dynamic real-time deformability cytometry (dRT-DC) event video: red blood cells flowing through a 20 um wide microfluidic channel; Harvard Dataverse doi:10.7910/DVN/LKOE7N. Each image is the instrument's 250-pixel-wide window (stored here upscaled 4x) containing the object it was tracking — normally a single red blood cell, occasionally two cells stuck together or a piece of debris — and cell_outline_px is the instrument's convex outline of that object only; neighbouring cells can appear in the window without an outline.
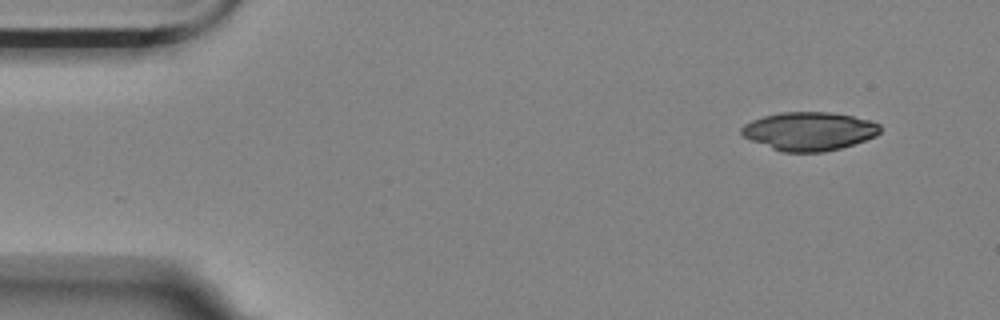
{"species": "Egyptian fruit bat (a non-hibernating species)", "species_latin": "Rousettus aegyptiacus", "temperature_condition": "room temperature", "stored_images_in_passage": 4, "segment_of_instrument_passage": [1, 2], "camera_frame_rate_fps": 3000, "um_per_image_px": 0.085, "animal": {"sex": "female"}, "frame": {"image": 1, "passage_image": 1, "time_ms": 0.0, "image_size_px": [1000, 320], "cell_outline_px": [[880, 132], [876, 136], [840, 148], [824, 152], [780, 152], [752, 140], [744, 136], [740, 132], [740, 128], [744, 124], [752, 120], [764, 116], [780, 112], [828, 112], [852, 116], [868, 120], [880, 124]], "centroid_in_image_um": [68.76, 11.15], "position_along_channel_um": 16.2, "area_um2": 30.92}}